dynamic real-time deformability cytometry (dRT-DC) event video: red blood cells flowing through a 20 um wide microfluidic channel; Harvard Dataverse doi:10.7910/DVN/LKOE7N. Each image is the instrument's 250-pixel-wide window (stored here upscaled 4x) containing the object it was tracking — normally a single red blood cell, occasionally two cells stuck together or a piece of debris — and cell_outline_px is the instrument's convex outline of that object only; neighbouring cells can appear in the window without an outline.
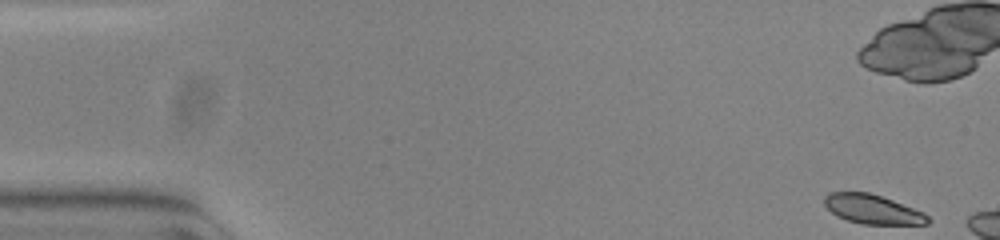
{"species": "common noctule bat (a hibernating species)", "species_latin": "Nyctalus noctula", "temperature_condition": "warm", "stored_images_in_passage": 6, "camera_frame_rate_fps": 3000, "um_per_image_px": 0.085, "animal": {"sex": "female", "body_mass_g": 23.0, "forearm_length_mm": 53.4}, "frame": {"image": 1, "passage_image": 1, "time_ms": 0.0, "image_size_px": [1000, 240], "cell_outline_px": [[932, 220], [928, 224], [864, 224], [848, 220], [836, 216], [824, 204], [824, 196], [832, 192], [868, 192], [892, 200], [924, 212]], "centroid_in_image_um": [74.19, 17.79], "position_along_channel_um": 10.8, "area_um2": 17.51}}